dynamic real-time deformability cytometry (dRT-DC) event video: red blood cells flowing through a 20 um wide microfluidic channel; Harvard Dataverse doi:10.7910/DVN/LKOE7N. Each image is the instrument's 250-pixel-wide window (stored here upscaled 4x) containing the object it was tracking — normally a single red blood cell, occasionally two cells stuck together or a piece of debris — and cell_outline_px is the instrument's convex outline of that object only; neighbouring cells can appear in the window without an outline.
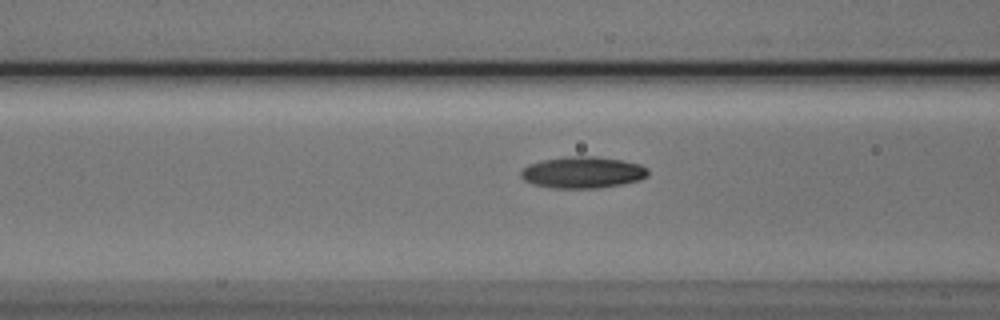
{"species": "Egyptian fruit bat (a non-hibernating species)", "species_latin": "Rousettus aegyptiacus", "temperature_condition": "cold", "stored_images_in_passage": 40, "camera_frame_rate_fps": 3000, "um_per_image_px": 0.085, "animal": {"sex": "male"}, "frame": {"image": 1, "passage_image": 11, "time_ms": 3.333, "image_size_px": [1000, 320], "cell_outline_px": [[648, 176], [640, 180], [600, 188], [552, 188], [532, 184], [524, 180], [520, 176], [520, 172], [528, 164], [540, 160], [564, 156], [596, 156], [620, 160], [640, 164], [648, 168]], "centroid_in_image_um": [49.5, 14.65], "position_along_channel_um": 117.1, "area_um2": 23.58}}
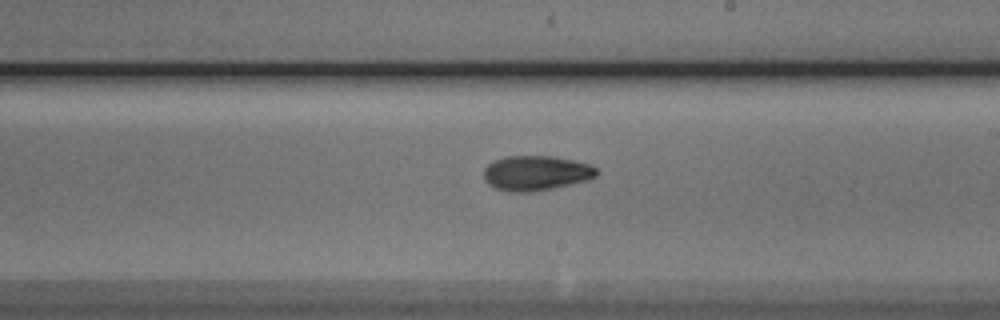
{"frame": {"image": 2, "passage_image": 21, "time_ms": 6.667, "image_size_px": [1000, 320], "cell_outline_px": [[600, 172], [596, 176], [588, 180], [552, 188], [532, 192], [508, 192], [496, 188], [488, 184], [484, 180], [484, 168], [488, 164], [504, 156], [552, 156], [572, 160], [588, 164], [596, 168]], "centroid_in_image_um": [45.55, 14.71], "position_along_channel_um": 243.5, "area_um2": 22.95}}
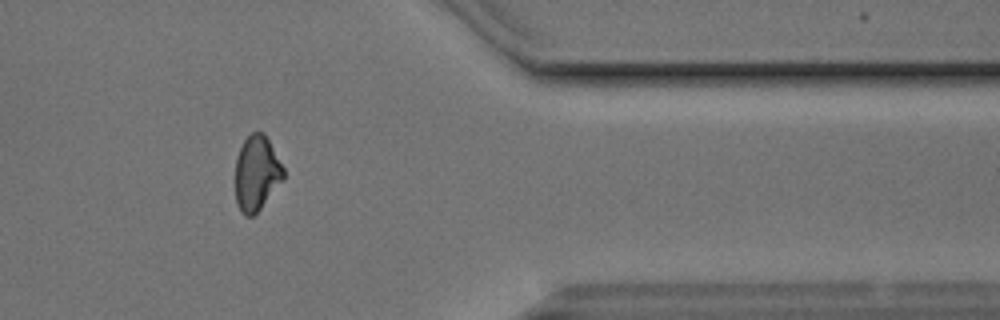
{"frame": {"image": 3, "passage_image": 34, "time_ms": 11.0, "image_size_px": [1000, 320], "cell_outline_px": [[284, 180], [260, 208], [252, 216], [244, 216], [240, 212], [236, 204], [236, 160], [240, 148], [244, 140], [252, 132], [264, 132], [284, 168]], "centroid_in_image_um": [21.82, 14.73], "position_along_channel_um": 389.6, "area_um2": 20.98}, "authors_computed_cell_mechanics": {"area_um2": 22.0796, "velocity_mm_per_s": 3.7897, "shape_relaxation_time_tau1_ms": 6.5425, "shape_relaxation_time_tau2_ms": 5.5777, "deformation_change_tau1": 0.1542, "deformation_change_tau2": 0.1134}}